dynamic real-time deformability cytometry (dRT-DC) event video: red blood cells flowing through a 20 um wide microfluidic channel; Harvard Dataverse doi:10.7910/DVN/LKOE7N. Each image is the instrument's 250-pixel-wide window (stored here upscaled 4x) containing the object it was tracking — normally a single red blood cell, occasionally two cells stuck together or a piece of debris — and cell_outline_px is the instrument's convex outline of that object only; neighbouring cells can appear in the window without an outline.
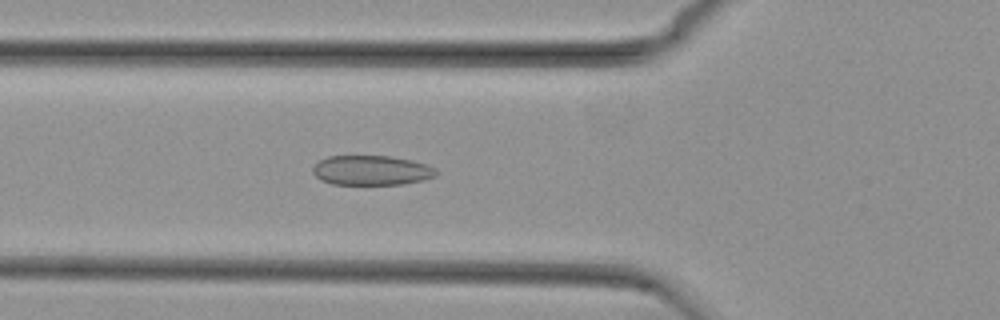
{"species": "common noctule bat (a hibernating species)", "species_latin": "Nyctalus noctula", "temperature_condition": "cold", "stored_images_in_passage": 46, "camera_frame_rate_fps": 3000, "um_per_image_px": 0.085, "animal": {"sex": "female", "body_mass_g": 29.2, "forearm_length_mm": 56.3}, "frame": {"image": 1, "passage_image": 14, "time_ms": 4.333, "image_size_px": [1000, 320], "cell_outline_px": [[440, 172], [436, 176], [424, 180], [404, 184], [332, 184], [320, 180], [312, 172], [312, 168], [320, 160], [328, 156], [392, 156], [412, 160], [428, 164], [436, 168]], "centroid_in_image_um": [31.63, 14.48], "position_along_channel_um": 94.2, "area_um2": 21.62}}
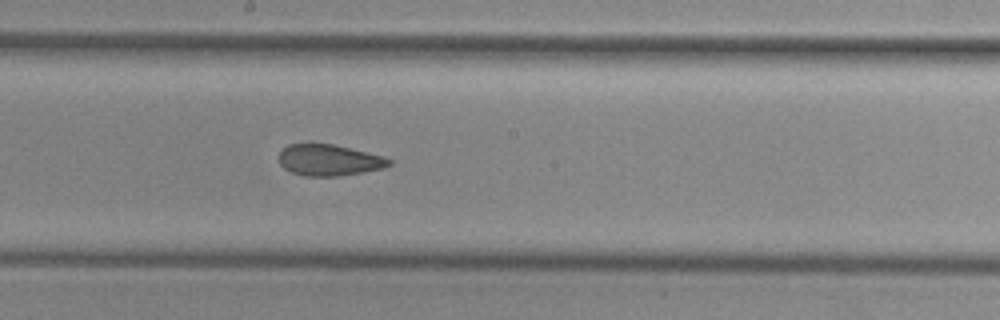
{"frame": {"image": 2, "passage_image": 24, "time_ms": 7.667, "image_size_px": [1000, 320], "cell_outline_px": [[392, 164], [384, 168], [340, 176], [304, 176], [292, 172], [284, 168], [280, 164], [280, 152], [288, 144], [312, 140], [332, 144], [384, 156], [392, 160]], "centroid_in_image_um": [27.95, 13.57], "position_along_channel_um": 220.3, "area_um2": 20.58}}
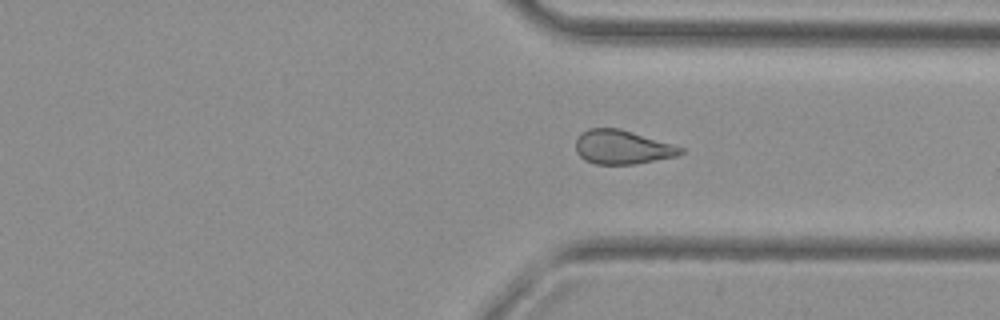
{"frame": {"image": 3, "passage_image": 35, "time_ms": 11.333, "image_size_px": [1000, 320], "cell_outline_px": [[684, 152], [680, 156], [636, 164], [596, 164], [584, 160], [576, 152], [576, 140], [588, 128], [620, 128], [672, 144], [684, 148]], "centroid_in_image_um": [52.93, 12.52], "position_along_channel_um": 358.5, "area_um2": 20.81}}